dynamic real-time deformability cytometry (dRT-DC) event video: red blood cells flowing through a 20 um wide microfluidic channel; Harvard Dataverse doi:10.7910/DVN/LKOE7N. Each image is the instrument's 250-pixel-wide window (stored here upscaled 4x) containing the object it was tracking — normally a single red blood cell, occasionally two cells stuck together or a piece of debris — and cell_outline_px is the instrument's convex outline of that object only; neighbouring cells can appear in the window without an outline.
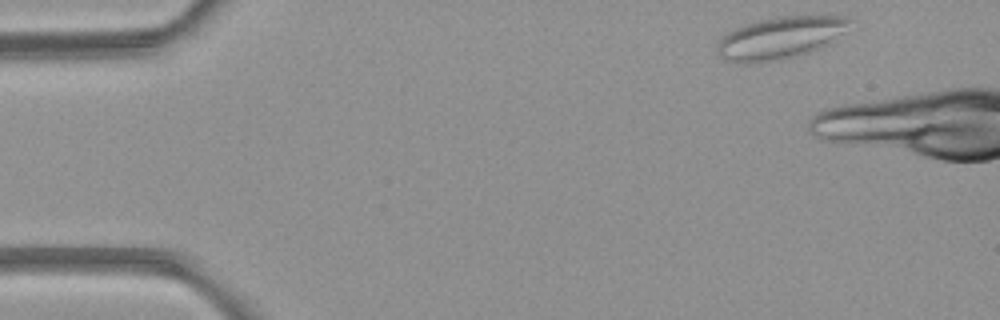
{"species": "common noctule bat (a hibernating species)", "species_latin": "Nyctalus noctula", "temperature_condition": "room temperature", "stored_images_in_passage": 3, "camera_frame_rate_fps": 3000, "um_per_image_px": 0.085, "animal": {"sex": "female", "body_mass_g": 21.9}, "frame": {"image": 1, "passage_image": 1, "time_ms": 0.0, "image_size_px": [1000, 320], "cell_outline_px": [[856, 20], [844, 32], [828, 44], [808, 52], [780, 60], [744, 64], [728, 60], [720, 56], [716, 52], [716, 44], [728, 32], [744, 24], [760, 20], [780, 16], [848, 16]], "centroid_in_image_um": [66.34, 3.21], "position_along_channel_um": 18.7, "area_um2": 32.54}}